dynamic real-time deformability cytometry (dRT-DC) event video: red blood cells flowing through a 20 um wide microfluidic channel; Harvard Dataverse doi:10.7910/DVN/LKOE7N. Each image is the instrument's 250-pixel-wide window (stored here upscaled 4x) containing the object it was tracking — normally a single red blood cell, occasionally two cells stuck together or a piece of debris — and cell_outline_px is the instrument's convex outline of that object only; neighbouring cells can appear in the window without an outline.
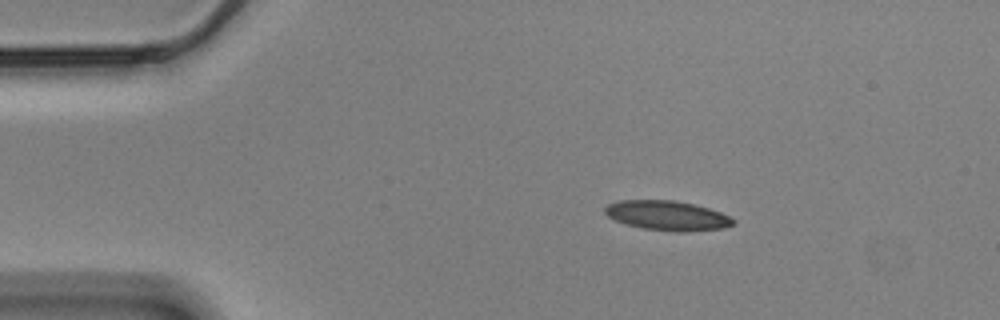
{"species": "Egyptian fruit bat (a non-hibernating species)", "species_latin": "Rousettus aegyptiacus", "temperature_condition": "cold", "stored_images_in_passage": 49, "camera_frame_rate_fps": 3000, "um_per_image_px": 0.085, "animal": {"sex": "male"}, "frame": {"image": 1, "passage_image": 1, "time_ms": 0.0, "image_size_px": [1000, 320], "cell_outline_px": [[736, 220], [732, 224], [724, 228], [684, 232], [676, 232], [644, 228], [624, 224], [608, 216], [604, 212], [604, 208], [608, 204], [620, 200], [676, 200], [708, 208], [720, 212]], "centroid_in_image_um": [56.7, 18.32], "position_along_channel_um": 28.3, "area_um2": 22.08}}
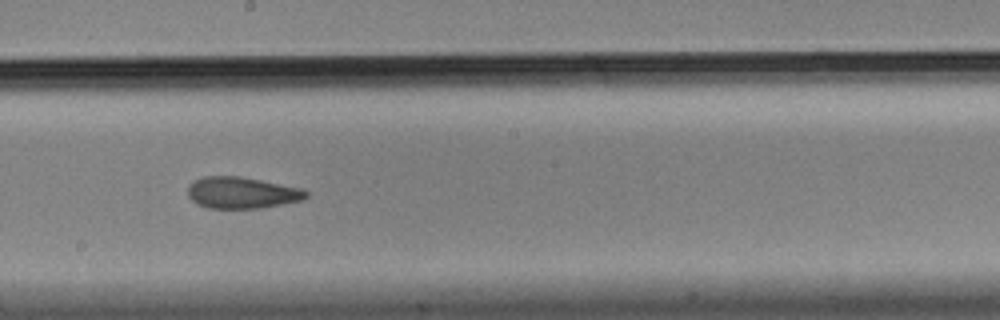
{"frame": {"image": 2, "passage_image": 23, "time_ms": 7.333, "image_size_px": [1000, 320], "cell_outline_px": [[308, 196], [300, 200], [260, 208], [208, 208], [196, 204], [188, 196], [188, 188], [196, 180], [204, 176], [240, 176], [304, 188], [308, 192]], "centroid_in_image_um": [20.57, 16.38], "position_along_channel_um": 227.6, "area_um2": 21.62}}
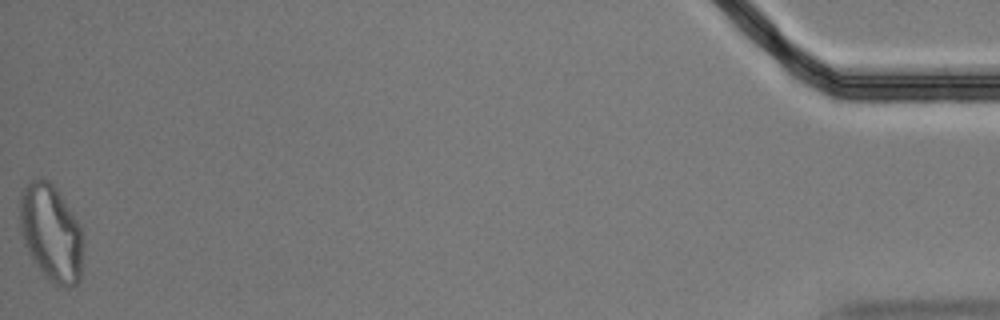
{"frame": {"image": 3, "passage_image": 49, "time_ms": 16.0, "image_size_px": [1000, 320], "cell_outline_px": [[80, 280], [72, 288], [56, 288], [40, 272], [28, 252], [24, 244], [20, 232], [20, 192], [28, 180], [40, 176], [48, 180], [56, 188], [76, 220], [80, 228]], "centroid_in_image_um": [4.28, 19.81], "position_along_channel_um": 430.9, "area_um2": 35.78}, "authors_computed_cell_mechanics": {"area_um2": 22.542, "velocity_mm_per_s": 3.4642, "shape_relaxation_time_tau1_ms": null, "shape_relaxation_time_tau2_ms": 3.1721, "deformation_change_tau1": null, "deformation_change_tau2": 0.1}}